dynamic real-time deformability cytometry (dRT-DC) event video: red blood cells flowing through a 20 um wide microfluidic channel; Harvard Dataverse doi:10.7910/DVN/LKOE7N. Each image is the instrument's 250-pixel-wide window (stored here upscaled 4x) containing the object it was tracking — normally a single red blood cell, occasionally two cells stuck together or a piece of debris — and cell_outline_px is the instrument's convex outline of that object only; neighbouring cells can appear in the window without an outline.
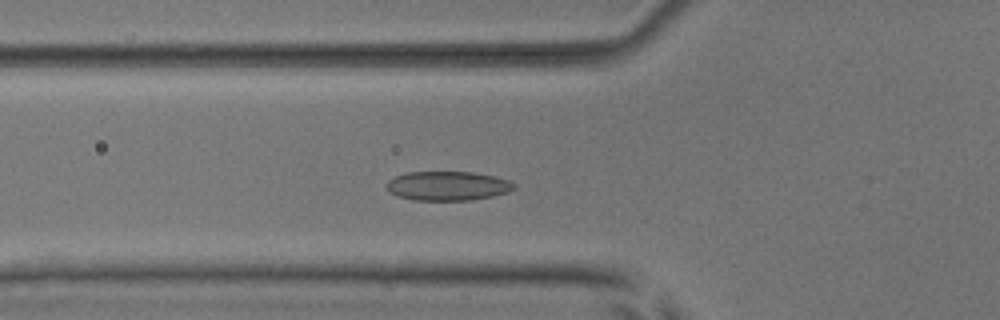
{"species": "common noctule bat (a hibernating species)", "species_latin": "Nyctalus noctula", "temperature_condition": "room temperature", "stored_images_in_passage": 50, "camera_frame_rate_fps": 3000, "um_per_image_px": 0.085, "animal": {"sex": "male", "body_mass_g": 17.9, "forearm_length_mm": 54.2}, "frame": {"image": 1, "passage_image": 16, "time_ms": 5.0, "image_size_px": [1000, 320], "cell_outline_px": [[516, 188], [508, 192], [492, 196], [472, 200], [412, 200], [396, 196], [388, 188], [388, 180], [396, 176], [408, 172], [472, 172], [496, 176], [508, 180], [516, 184]], "centroid_in_image_um": [38.1, 15.8], "position_along_channel_um": 87.7, "area_um2": 21.68}}
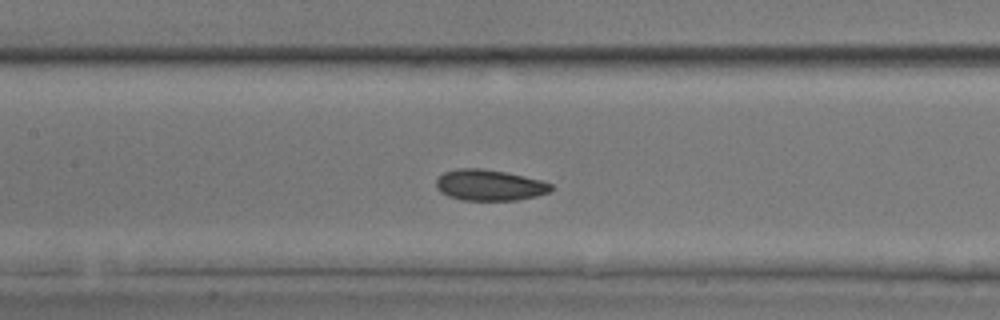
{"frame": {"image": 2, "passage_image": 22, "time_ms": 7.0, "image_size_px": [1000, 320], "cell_outline_px": [[552, 188], [548, 192], [536, 196], [516, 200], [460, 200], [448, 196], [440, 192], [436, 188], [436, 180], [444, 172], [456, 168], [480, 168], [504, 172], [544, 180], [552, 184]], "centroid_in_image_um": [41.59, 15.73], "position_along_channel_um": 165.8, "area_um2": 20.81}}
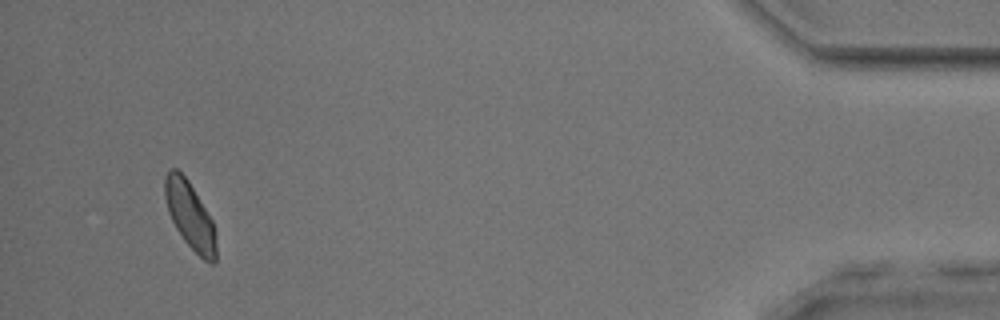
{"frame": {"image": 3, "passage_image": 47, "time_ms": 15.333, "image_size_px": [1000, 320], "cell_outline_px": [[216, 264], [212, 264], [204, 260], [184, 240], [176, 228], [168, 212], [164, 196], [164, 176], [168, 168], [176, 168], [188, 180], [212, 220], [216, 232]], "centroid_in_image_um": [16.14, 18.3], "position_along_channel_um": 419.1, "area_um2": 20.06}, "authors_computed_cell_mechanics": {"area_um2": 20.6635, "velocity_mm_per_s": 3.901, "shape_relaxation_time_tau1_ms": 4.4115, "shape_relaxation_time_tau2_ms": 2.9056, "deformation_change_tau1": 0.1037, "deformation_change_tau2": 0.0688}}